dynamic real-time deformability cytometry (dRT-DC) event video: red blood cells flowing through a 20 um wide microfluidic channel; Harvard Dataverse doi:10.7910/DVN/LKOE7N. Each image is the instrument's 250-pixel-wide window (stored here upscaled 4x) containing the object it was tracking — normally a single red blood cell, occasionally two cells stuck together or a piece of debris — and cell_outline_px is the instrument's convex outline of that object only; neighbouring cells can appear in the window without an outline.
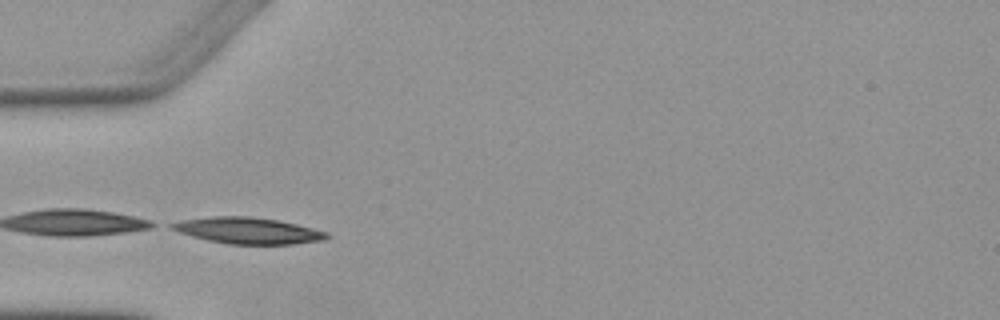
{"species": "Egyptian fruit bat (a non-hibernating species)", "species_latin": "Rousettus aegyptiacus", "temperature_condition": "warm", "stored_images_in_passage": 5, "camera_frame_rate_fps": 3000, "um_per_image_px": 0.085, "animal": {"sex": "female"}, "frame": {"image": 1, "passage_image": 2, "time_ms": 1.333, "image_size_px": [1000, 320], "cell_outline_px": [[332, 236], [324, 240], [292, 244], [228, 244], [208, 240], [192, 236], [168, 228], [168, 224], [180, 220], [212, 216], [252, 216], [280, 220], [328, 232]], "centroid_in_image_um": [21.08, 19.59], "position_along_channel_um": 63.9, "area_um2": 23.93}}
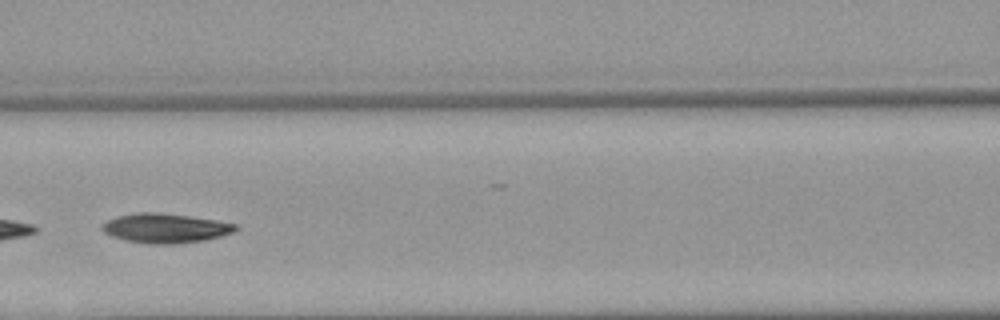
{"frame": {"image": 2, "passage_image": 4, "time_ms": 3.667, "image_size_px": [1000, 320], "cell_outline_px": [[240, 228], [232, 232], [220, 236], [204, 240], [180, 244], [148, 244], [124, 240], [112, 236], [104, 232], [100, 228], [100, 224], [116, 216], [136, 212], [156, 212], [188, 216], [216, 220], [236, 224]], "centroid_in_image_um": [14.01, 19.4], "position_along_channel_um": 152.6, "area_um2": 23.06}}